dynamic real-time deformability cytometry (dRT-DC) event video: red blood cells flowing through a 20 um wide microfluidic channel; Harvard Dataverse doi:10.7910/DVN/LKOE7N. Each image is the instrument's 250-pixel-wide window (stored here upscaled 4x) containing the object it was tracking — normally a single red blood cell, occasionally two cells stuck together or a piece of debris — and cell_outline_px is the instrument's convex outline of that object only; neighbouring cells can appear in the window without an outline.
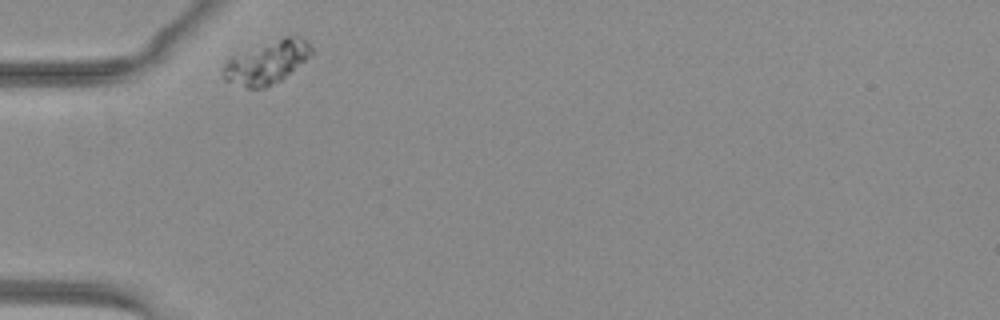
{"species": "common noctule bat (a hibernating species)", "species_latin": "Nyctalus noctula", "temperature_condition": "warm", "stored_images_in_passage": 30, "segment_of_instrument_passage": [1, 2], "camera_frame_rate_fps": 3000, "um_per_image_px": 0.085, "animal": {"sex": "female", "body_mass_g": 29.2, "forearm_length_mm": 56.3}, "frame": {"image": 1, "passage_image": 1, "time_ms": 0.0, "image_size_px": [1000, 320], "cell_outline_px": [[312, 56], [280, 80], [264, 88], [248, 88], [224, 80], [220, 72], [228, 56], [236, 52], [284, 36], [300, 36], [308, 40], [312, 44]], "centroid_in_image_um": [22.66, 5.26], "position_along_channel_um": 62.3, "area_um2": 22.72}}
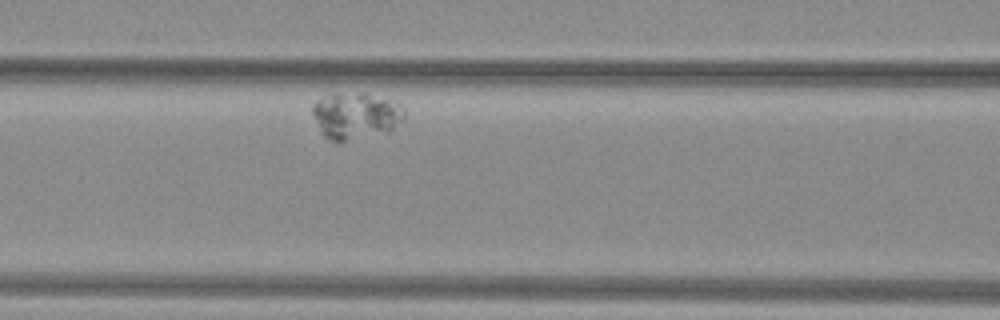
{"frame": {"image": 2, "passage_image": 9, "time_ms": 2.667, "image_size_px": [1000, 320], "cell_outline_px": [[404, 120], [388, 132], [340, 144], [336, 144], [328, 140], [324, 136], [312, 112], [312, 104], [316, 100], [324, 96], [336, 92], [368, 92], [388, 100], [404, 108]], "centroid_in_image_um": [30.21, 9.85], "position_along_channel_um": 136.4, "area_um2": 25.61}}
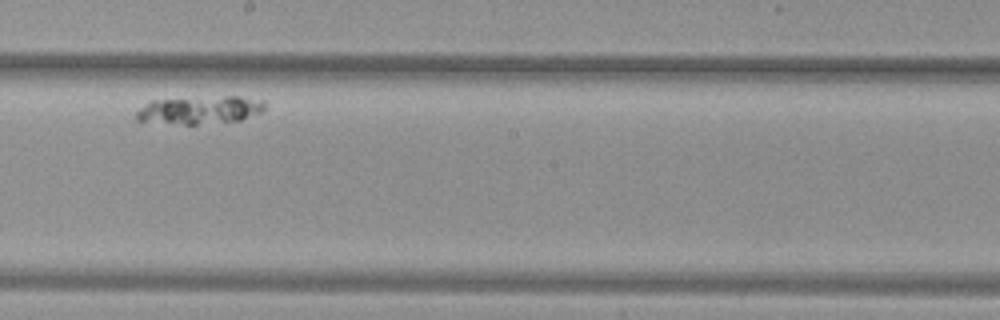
{"frame": {"image": 3, "passage_image": 18, "time_ms": 5.667, "image_size_px": [1000, 320], "cell_outline_px": [[264, 108], [260, 112], [240, 120], [196, 124], [184, 124], [136, 120], [136, 112], [140, 108], [152, 100], [224, 96], [236, 96], [264, 100]], "centroid_in_image_um": [16.99, 9.34], "position_along_channel_um": 231.2, "area_um2": 20.46}}